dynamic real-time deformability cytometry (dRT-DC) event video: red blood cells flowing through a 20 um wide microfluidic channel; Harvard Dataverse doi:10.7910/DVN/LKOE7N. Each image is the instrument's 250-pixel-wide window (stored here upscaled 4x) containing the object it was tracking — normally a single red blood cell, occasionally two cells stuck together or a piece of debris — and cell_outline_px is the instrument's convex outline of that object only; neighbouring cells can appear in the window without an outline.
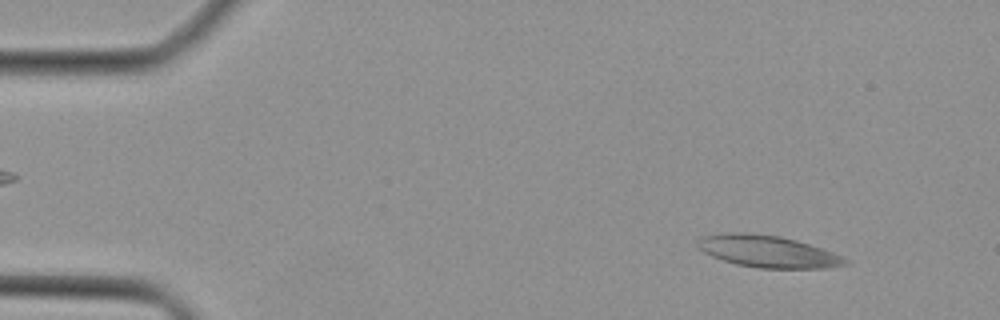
{"species": "Egyptian fruit bat (a non-hibernating species)", "species_latin": "Rousettus aegyptiacus", "temperature_condition": "cold", "stored_images_in_passage": 44, "camera_frame_rate_fps": 3000, "um_per_image_px": 0.085, "animal": {"sex": "female"}, "frame": {"image": 1, "passage_image": 5, "time_ms": 1.333, "image_size_px": [1000, 320], "cell_outline_px": [[852, 264], [828, 268], [760, 268], [736, 264], [712, 256], [704, 252], [696, 244], [696, 240], [704, 236], [724, 232], [744, 232], [780, 236], [796, 240], [832, 252], [848, 260]], "centroid_in_image_um": [65.26, 21.37], "position_along_channel_um": 19.7, "area_um2": 27.4}}
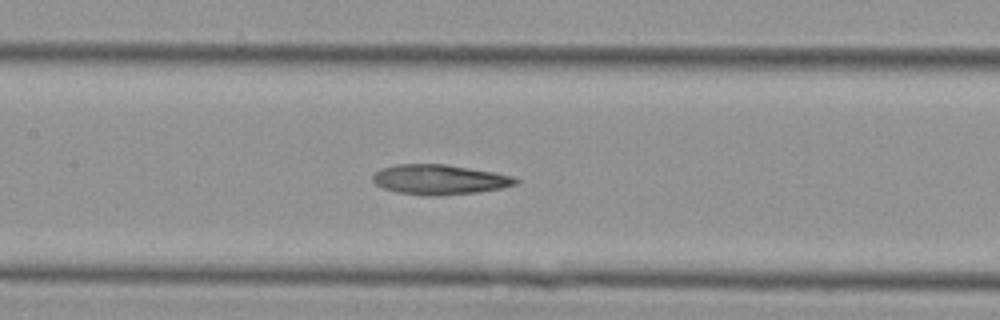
{"frame": {"image": 2, "passage_image": 21, "time_ms": 6.667, "image_size_px": [1000, 320], "cell_outline_px": [[520, 180], [516, 184], [500, 188], [476, 192], [436, 196], [428, 196], [396, 192], [384, 188], [376, 184], [372, 180], [372, 176], [380, 168], [396, 164], [444, 164], [492, 172], [512, 176]], "centroid_in_image_um": [37.31, 15.26], "position_along_channel_um": 170.1, "area_um2": 24.74}}
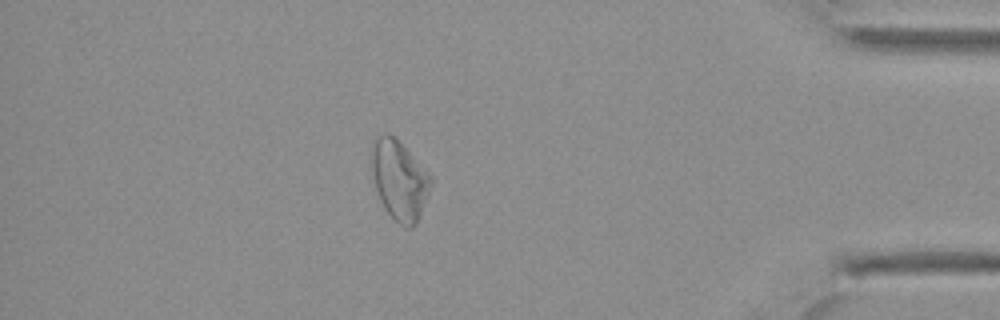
{"frame": {"image": 3, "passage_image": 39, "time_ms": 12.667, "image_size_px": [1000, 320], "cell_outline_px": [[432, 184], [428, 196], [416, 224], [412, 228], [408, 228], [400, 224], [384, 208], [380, 200], [368, 168], [372, 144], [376, 136], [384, 132], [388, 132], [432, 176]], "centroid_in_image_um": [33.89, 15.29], "position_along_channel_um": 401.3, "area_um2": 27.63}}